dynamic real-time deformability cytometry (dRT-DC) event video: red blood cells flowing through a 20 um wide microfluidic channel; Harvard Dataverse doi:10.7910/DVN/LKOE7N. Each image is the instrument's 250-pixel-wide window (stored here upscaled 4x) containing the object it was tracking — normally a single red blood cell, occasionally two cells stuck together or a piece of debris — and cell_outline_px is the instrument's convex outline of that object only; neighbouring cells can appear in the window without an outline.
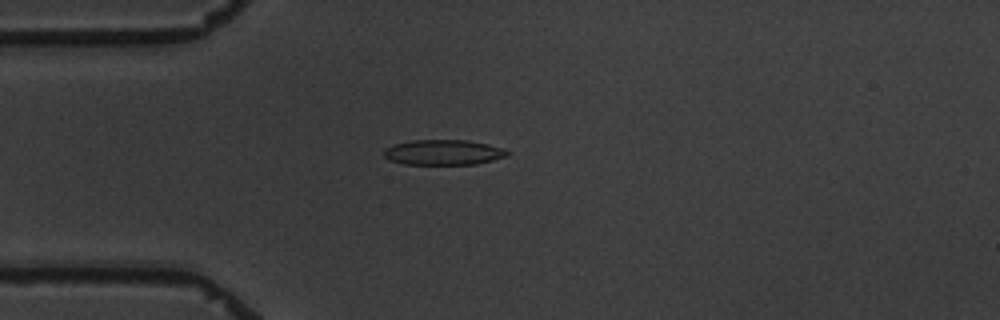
{"species": "common noctule bat (a hibernating species)", "species_latin": "Nyctalus noctula", "temperature_condition": "warm", "stored_images_in_passage": 1, "camera_frame_rate_fps": 3000, "um_per_image_px": 0.085, "animal": {"sex": "male", "body_mass_g": 19.5, "forearm_length_mm": 54.6}, "frame": {"image": 1, "passage_image": 1, "time_ms": 0.0, "image_size_px": [1000, 320], "cell_outline_px": [[512, 152], [508, 156], [476, 164], [404, 164], [388, 160], [384, 156], [384, 148], [396, 144], [412, 140], [468, 140], [488, 144], [504, 148]], "centroid_in_image_um": [37.72, 12.95], "position_along_channel_um": 47.3, "area_um2": 18.26}}